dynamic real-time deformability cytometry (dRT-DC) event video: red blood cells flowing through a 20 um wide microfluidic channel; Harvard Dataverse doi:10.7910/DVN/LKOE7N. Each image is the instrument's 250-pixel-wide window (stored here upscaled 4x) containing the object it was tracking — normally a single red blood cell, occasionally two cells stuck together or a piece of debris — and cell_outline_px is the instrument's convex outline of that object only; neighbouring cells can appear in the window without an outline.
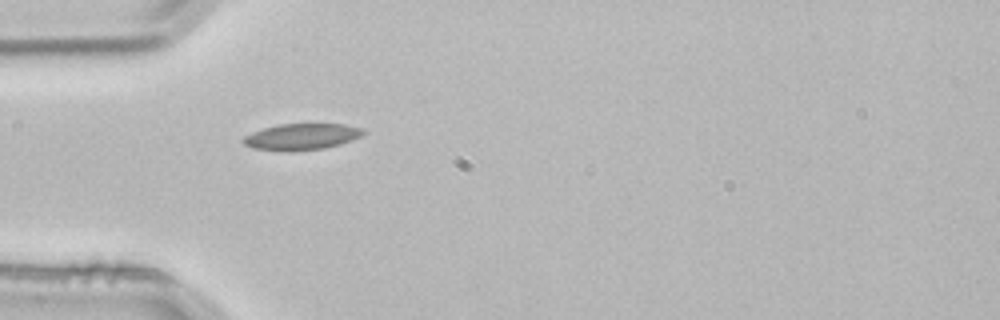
{"species": "common noctule bat (a hibernating species)", "species_latin": "Nyctalus noctula", "temperature_condition": "room temperature", "stored_images_in_passage": 1, "camera_frame_rate_fps": 3000, "um_per_image_px": 0.085, "animal": {"sex": "male", "body_mass_g": 21.5, "forearm_length_mm": 52.0}, "frame": {"image": 1, "passage_image": 1, "time_ms": 0.0, "image_size_px": [1000, 320], "cell_outline_px": [[364, 132], [360, 136], [340, 144], [320, 148], [252, 148], [244, 144], [240, 140], [244, 136], [252, 132], [264, 128], [280, 124], [344, 124], [364, 128]], "centroid_in_image_um": [25.65, 11.56], "position_along_channel_um": 59.3, "area_um2": 17.34}}